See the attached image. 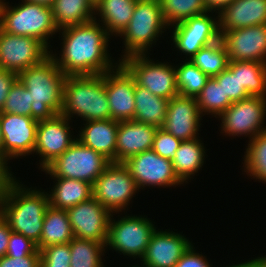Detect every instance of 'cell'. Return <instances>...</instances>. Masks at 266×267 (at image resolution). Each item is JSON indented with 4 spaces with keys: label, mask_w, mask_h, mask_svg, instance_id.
<instances>
[{
    "label": "cell",
    "mask_w": 266,
    "mask_h": 267,
    "mask_svg": "<svg viewBox=\"0 0 266 267\" xmlns=\"http://www.w3.org/2000/svg\"><path fill=\"white\" fill-rule=\"evenodd\" d=\"M58 34L62 48L60 51L54 48V52L50 49L49 55L66 76L104 74L120 64L109 53L112 37L95 19L63 28Z\"/></svg>",
    "instance_id": "cell-1"
},
{
    "label": "cell",
    "mask_w": 266,
    "mask_h": 267,
    "mask_svg": "<svg viewBox=\"0 0 266 267\" xmlns=\"http://www.w3.org/2000/svg\"><path fill=\"white\" fill-rule=\"evenodd\" d=\"M36 188L26 186L15 175H9L0 188V215L12 232L37 244L42 235L49 197L46 190Z\"/></svg>",
    "instance_id": "cell-2"
},
{
    "label": "cell",
    "mask_w": 266,
    "mask_h": 267,
    "mask_svg": "<svg viewBox=\"0 0 266 267\" xmlns=\"http://www.w3.org/2000/svg\"><path fill=\"white\" fill-rule=\"evenodd\" d=\"M17 78L30 92L31 117L34 120L51 119L61 114L66 75L50 55L39 64L23 70Z\"/></svg>",
    "instance_id": "cell-3"
},
{
    "label": "cell",
    "mask_w": 266,
    "mask_h": 267,
    "mask_svg": "<svg viewBox=\"0 0 266 267\" xmlns=\"http://www.w3.org/2000/svg\"><path fill=\"white\" fill-rule=\"evenodd\" d=\"M61 115L70 120L84 121L111 119L105 89V73L66 76L63 85Z\"/></svg>",
    "instance_id": "cell-4"
},
{
    "label": "cell",
    "mask_w": 266,
    "mask_h": 267,
    "mask_svg": "<svg viewBox=\"0 0 266 267\" xmlns=\"http://www.w3.org/2000/svg\"><path fill=\"white\" fill-rule=\"evenodd\" d=\"M167 29L160 0H137L130 22L118 36L122 38L124 48L118 60L130 55L150 54Z\"/></svg>",
    "instance_id": "cell-5"
},
{
    "label": "cell",
    "mask_w": 266,
    "mask_h": 267,
    "mask_svg": "<svg viewBox=\"0 0 266 267\" xmlns=\"http://www.w3.org/2000/svg\"><path fill=\"white\" fill-rule=\"evenodd\" d=\"M11 5L0 0V28L13 35L30 36L41 41L49 50L51 38L58 33L52 8L20 0Z\"/></svg>",
    "instance_id": "cell-6"
},
{
    "label": "cell",
    "mask_w": 266,
    "mask_h": 267,
    "mask_svg": "<svg viewBox=\"0 0 266 267\" xmlns=\"http://www.w3.org/2000/svg\"><path fill=\"white\" fill-rule=\"evenodd\" d=\"M115 214L122 216L118 215L119 218L116 220L113 217ZM123 214L122 212L111 214L108 239L105 245L106 252L112 250L126 258L130 257L133 260L138 258L140 262L157 225L145 215L138 214L137 216L127 214V212H123Z\"/></svg>",
    "instance_id": "cell-7"
},
{
    "label": "cell",
    "mask_w": 266,
    "mask_h": 267,
    "mask_svg": "<svg viewBox=\"0 0 266 267\" xmlns=\"http://www.w3.org/2000/svg\"><path fill=\"white\" fill-rule=\"evenodd\" d=\"M110 163L102 154L76 139L63 154L41 171L50 178L77 179L93 185Z\"/></svg>",
    "instance_id": "cell-8"
},
{
    "label": "cell",
    "mask_w": 266,
    "mask_h": 267,
    "mask_svg": "<svg viewBox=\"0 0 266 267\" xmlns=\"http://www.w3.org/2000/svg\"><path fill=\"white\" fill-rule=\"evenodd\" d=\"M149 56L130 55L120 60V64L131 74L138 86L148 89L153 95L169 100L179 95L175 64L166 60L154 61Z\"/></svg>",
    "instance_id": "cell-9"
},
{
    "label": "cell",
    "mask_w": 266,
    "mask_h": 267,
    "mask_svg": "<svg viewBox=\"0 0 266 267\" xmlns=\"http://www.w3.org/2000/svg\"><path fill=\"white\" fill-rule=\"evenodd\" d=\"M215 15H214V14ZM217 15V16H216ZM173 45L181 59L189 60L201 48L220 40L219 15L208 11L202 15L193 16L185 21L169 27ZM183 53V58H182Z\"/></svg>",
    "instance_id": "cell-10"
},
{
    "label": "cell",
    "mask_w": 266,
    "mask_h": 267,
    "mask_svg": "<svg viewBox=\"0 0 266 267\" xmlns=\"http://www.w3.org/2000/svg\"><path fill=\"white\" fill-rule=\"evenodd\" d=\"M92 189L93 197L111 213L127 212L133 197L140 192L124 164L114 162L94 181Z\"/></svg>",
    "instance_id": "cell-11"
},
{
    "label": "cell",
    "mask_w": 266,
    "mask_h": 267,
    "mask_svg": "<svg viewBox=\"0 0 266 267\" xmlns=\"http://www.w3.org/2000/svg\"><path fill=\"white\" fill-rule=\"evenodd\" d=\"M220 133L226 137H248V141L266 130V98L249 96L233 102L220 116Z\"/></svg>",
    "instance_id": "cell-12"
},
{
    "label": "cell",
    "mask_w": 266,
    "mask_h": 267,
    "mask_svg": "<svg viewBox=\"0 0 266 267\" xmlns=\"http://www.w3.org/2000/svg\"><path fill=\"white\" fill-rule=\"evenodd\" d=\"M38 121L30 116L0 113L3 140V169L13 175L10 160L34 154ZM9 164V165H8Z\"/></svg>",
    "instance_id": "cell-13"
},
{
    "label": "cell",
    "mask_w": 266,
    "mask_h": 267,
    "mask_svg": "<svg viewBox=\"0 0 266 267\" xmlns=\"http://www.w3.org/2000/svg\"><path fill=\"white\" fill-rule=\"evenodd\" d=\"M123 164L139 190H145L146 187L176 188L185 185L176 175L172 160L159 156L152 149L129 157Z\"/></svg>",
    "instance_id": "cell-14"
},
{
    "label": "cell",
    "mask_w": 266,
    "mask_h": 267,
    "mask_svg": "<svg viewBox=\"0 0 266 267\" xmlns=\"http://www.w3.org/2000/svg\"><path fill=\"white\" fill-rule=\"evenodd\" d=\"M50 50L39 40L13 35L0 28V68L15 74L42 62Z\"/></svg>",
    "instance_id": "cell-15"
},
{
    "label": "cell",
    "mask_w": 266,
    "mask_h": 267,
    "mask_svg": "<svg viewBox=\"0 0 266 267\" xmlns=\"http://www.w3.org/2000/svg\"><path fill=\"white\" fill-rule=\"evenodd\" d=\"M71 122L73 123L61 114L51 119L38 121L34 155L39 154L38 166L41 170L63 154L77 139L74 135L76 133L73 132L74 128H71L73 127Z\"/></svg>",
    "instance_id": "cell-16"
},
{
    "label": "cell",
    "mask_w": 266,
    "mask_h": 267,
    "mask_svg": "<svg viewBox=\"0 0 266 267\" xmlns=\"http://www.w3.org/2000/svg\"><path fill=\"white\" fill-rule=\"evenodd\" d=\"M66 212L74 237L106 245L112 213L94 197L66 209Z\"/></svg>",
    "instance_id": "cell-17"
},
{
    "label": "cell",
    "mask_w": 266,
    "mask_h": 267,
    "mask_svg": "<svg viewBox=\"0 0 266 267\" xmlns=\"http://www.w3.org/2000/svg\"><path fill=\"white\" fill-rule=\"evenodd\" d=\"M229 61H253L266 64V24L223 32L220 36Z\"/></svg>",
    "instance_id": "cell-18"
},
{
    "label": "cell",
    "mask_w": 266,
    "mask_h": 267,
    "mask_svg": "<svg viewBox=\"0 0 266 267\" xmlns=\"http://www.w3.org/2000/svg\"><path fill=\"white\" fill-rule=\"evenodd\" d=\"M203 116L196 97L177 95L168 101L162 128L181 141L200 137Z\"/></svg>",
    "instance_id": "cell-19"
},
{
    "label": "cell",
    "mask_w": 266,
    "mask_h": 267,
    "mask_svg": "<svg viewBox=\"0 0 266 267\" xmlns=\"http://www.w3.org/2000/svg\"><path fill=\"white\" fill-rule=\"evenodd\" d=\"M182 232L156 229L143 257L141 267H175L181 256L193 244Z\"/></svg>",
    "instance_id": "cell-20"
},
{
    "label": "cell",
    "mask_w": 266,
    "mask_h": 267,
    "mask_svg": "<svg viewBox=\"0 0 266 267\" xmlns=\"http://www.w3.org/2000/svg\"><path fill=\"white\" fill-rule=\"evenodd\" d=\"M105 89L112 120H133L135 113V79L119 64L105 73Z\"/></svg>",
    "instance_id": "cell-21"
},
{
    "label": "cell",
    "mask_w": 266,
    "mask_h": 267,
    "mask_svg": "<svg viewBox=\"0 0 266 267\" xmlns=\"http://www.w3.org/2000/svg\"><path fill=\"white\" fill-rule=\"evenodd\" d=\"M157 127L135 120L120 121L116 141V163L150 150Z\"/></svg>",
    "instance_id": "cell-22"
},
{
    "label": "cell",
    "mask_w": 266,
    "mask_h": 267,
    "mask_svg": "<svg viewBox=\"0 0 266 267\" xmlns=\"http://www.w3.org/2000/svg\"><path fill=\"white\" fill-rule=\"evenodd\" d=\"M219 31L223 32L266 24V0H233L219 13Z\"/></svg>",
    "instance_id": "cell-23"
},
{
    "label": "cell",
    "mask_w": 266,
    "mask_h": 267,
    "mask_svg": "<svg viewBox=\"0 0 266 267\" xmlns=\"http://www.w3.org/2000/svg\"><path fill=\"white\" fill-rule=\"evenodd\" d=\"M84 125V126H82ZM78 131L77 140L110 162L116 163V141L119 121L107 119L84 121Z\"/></svg>",
    "instance_id": "cell-24"
},
{
    "label": "cell",
    "mask_w": 266,
    "mask_h": 267,
    "mask_svg": "<svg viewBox=\"0 0 266 267\" xmlns=\"http://www.w3.org/2000/svg\"><path fill=\"white\" fill-rule=\"evenodd\" d=\"M205 148L200 137L180 143L172 164L176 175L184 184L194 179L195 174L197 176V173L204 167L208 156L206 154L208 150Z\"/></svg>",
    "instance_id": "cell-25"
},
{
    "label": "cell",
    "mask_w": 266,
    "mask_h": 267,
    "mask_svg": "<svg viewBox=\"0 0 266 267\" xmlns=\"http://www.w3.org/2000/svg\"><path fill=\"white\" fill-rule=\"evenodd\" d=\"M136 1L101 0L95 7L94 19L107 30L111 37L116 38L130 22Z\"/></svg>",
    "instance_id": "cell-26"
},
{
    "label": "cell",
    "mask_w": 266,
    "mask_h": 267,
    "mask_svg": "<svg viewBox=\"0 0 266 267\" xmlns=\"http://www.w3.org/2000/svg\"><path fill=\"white\" fill-rule=\"evenodd\" d=\"M53 184L47 192L49 205L58 209H68L93 197L92 184L77 179L50 178Z\"/></svg>",
    "instance_id": "cell-27"
},
{
    "label": "cell",
    "mask_w": 266,
    "mask_h": 267,
    "mask_svg": "<svg viewBox=\"0 0 266 267\" xmlns=\"http://www.w3.org/2000/svg\"><path fill=\"white\" fill-rule=\"evenodd\" d=\"M169 99L153 95L148 89L135 83L133 120L162 128L166 119Z\"/></svg>",
    "instance_id": "cell-28"
},
{
    "label": "cell",
    "mask_w": 266,
    "mask_h": 267,
    "mask_svg": "<svg viewBox=\"0 0 266 267\" xmlns=\"http://www.w3.org/2000/svg\"><path fill=\"white\" fill-rule=\"evenodd\" d=\"M74 238L66 210L51 207L46 209L42 235L36 244L38 250L53 245L69 243Z\"/></svg>",
    "instance_id": "cell-29"
},
{
    "label": "cell",
    "mask_w": 266,
    "mask_h": 267,
    "mask_svg": "<svg viewBox=\"0 0 266 267\" xmlns=\"http://www.w3.org/2000/svg\"><path fill=\"white\" fill-rule=\"evenodd\" d=\"M51 8L58 30L89 22L95 15L89 0H55Z\"/></svg>",
    "instance_id": "cell-30"
},
{
    "label": "cell",
    "mask_w": 266,
    "mask_h": 267,
    "mask_svg": "<svg viewBox=\"0 0 266 267\" xmlns=\"http://www.w3.org/2000/svg\"><path fill=\"white\" fill-rule=\"evenodd\" d=\"M242 162V172L248 178L266 183V130L247 142Z\"/></svg>",
    "instance_id": "cell-31"
},
{
    "label": "cell",
    "mask_w": 266,
    "mask_h": 267,
    "mask_svg": "<svg viewBox=\"0 0 266 267\" xmlns=\"http://www.w3.org/2000/svg\"><path fill=\"white\" fill-rule=\"evenodd\" d=\"M70 253V267H106L104 243L74 237L70 241Z\"/></svg>",
    "instance_id": "cell-32"
},
{
    "label": "cell",
    "mask_w": 266,
    "mask_h": 267,
    "mask_svg": "<svg viewBox=\"0 0 266 267\" xmlns=\"http://www.w3.org/2000/svg\"><path fill=\"white\" fill-rule=\"evenodd\" d=\"M191 62L208 77H215L228 65V54L222 40L201 48Z\"/></svg>",
    "instance_id": "cell-33"
},
{
    "label": "cell",
    "mask_w": 266,
    "mask_h": 267,
    "mask_svg": "<svg viewBox=\"0 0 266 267\" xmlns=\"http://www.w3.org/2000/svg\"><path fill=\"white\" fill-rule=\"evenodd\" d=\"M196 101L202 116L211 115L217 119L231 104L229 98L224 95L222 84L209 77L201 92L196 96Z\"/></svg>",
    "instance_id": "cell-34"
},
{
    "label": "cell",
    "mask_w": 266,
    "mask_h": 267,
    "mask_svg": "<svg viewBox=\"0 0 266 267\" xmlns=\"http://www.w3.org/2000/svg\"><path fill=\"white\" fill-rule=\"evenodd\" d=\"M238 80L249 96L266 98V64L238 61Z\"/></svg>",
    "instance_id": "cell-35"
},
{
    "label": "cell",
    "mask_w": 266,
    "mask_h": 267,
    "mask_svg": "<svg viewBox=\"0 0 266 267\" xmlns=\"http://www.w3.org/2000/svg\"><path fill=\"white\" fill-rule=\"evenodd\" d=\"M178 92L181 96L196 97L206 84L209 77L191 60L181 61L175 65Z\"/></svg>",
    "instance_id": "cell-36"
},
{
    "label": "cell",
    "mask_w": 266,
    "mask_h": 267,
    "mask_svg": "<svg viewBox=\"0 0 266 267\" xmlns=\"http://www.w3.org/2000/svg\"><path fill=\"white\" fill-rule=\"evenodd\" d=\"M163 17L169 27L208 12L204 0H160Z\"/></svg>",
    "instance_id": "cell-37"
},
{
    "label": "cell",
    "mask_w": 266,
    "mask_h": 267,
    "mask_svg": "<svg viewBox=\"0 0 266 267\" xmlns=\"http://www.w3.org/2000/svg\"><path fill=\"white\" fill-rule=\"evenodd\" d=\"M213 78L218 84H222L224 95L232 103L249 97L247 91L240 85L238 80V61H229L227 68Z\"/></svg>",
    "instance_id": "cell-38"
},
{
    "label": "cell",
    "mask_w": 266,
    "mask_h": 267,
    "mask_svg": "<svg viewBox=\"0 0 266 267\" xmlns=\"http://www.w3.org/2000/svg\"><path fill=\"white\" fill-rule=\"evenodd\" d=\"M30 92L17 80L11 87L0 113L17 114L31 117Z\"/></svg>",
    "instance_id": "cell-39"
},
{
    "label": "cell",
    "mask_w": 266,
    "mask_h": 267,
    "mask_svg": "<svg viewBox=\"0 0 266 267\" xmlns=\"http://www.w3.org/2000/svg\"><path fill=\"white\" fill-rule=\"evenodd\" d=\"M70 242L53 244L40 250V267H70Z\"/></svg>",
    "instance_id": "cell-40"
},
{
    "label": "cell",
    "mask_w": 266,
    "mask_h": 267,
    "mask_svg": "<svg viewBox=\"0 0 266 267\" xmlns=\"http://www.w3.org/2000/svg\"><path fill=\"white\" fill-rule=\"evenodd\" d=\"M181 142L180 139L175 138L163 128H158L151 149L159 156L173 160Z\"/></svg>",
    "instance_id": "cell-41"
},
{
    "label": "cell",
    "mask_w": 266,
    "mask_h": 267,
    "mask_svg": "<svg viewBox=\"0 0 266 267\" xmlns=\"http://www.w3.org/2000/svg\"><path fill=\"white\" fill-rule=\"evenodd\" d=\"M31 254H40L36 243L22 234L11 231L6 255L17 258L29 256Z\"/></svg>",
    "instance_id": "cell-42"
},
{
    "label": "cell",
    "mask_w": 266,
    "mask_h": 267,
    "mask_svg": "<svg viewBox=\"0 0 266 267\" xmlns=\"http://www.w3.org/2000/svg\"><path fill=\"white\" fill-rule=\"evenodd\" d=\"M211 260L207 259V256L200 254L194 243L188 248V250L181 256L175 267H212Z\"/></svg>",
    "instance_id": "cell-43"
},
{
    "label": "cell",
    "mask_w": 266,
    "mask_h": 267,
    "mask_svg": "<svg viewBox=\"0 0 266 267\" xmlns=\"http://www.w3.org/2000/svg\"><path fill=\"white\" fill-rule=\"evenodd\" d=\"M0 267H40V254L17 258L4 255L0 257Z\"/></svg>",
    "instance_id": "cell-44"
},
{
    "label": "cell",
    "mask_w": 266,
    "mask_h": 267,
    "mask_svg": "<svg viewBox=\"0 0 266 267\" xmlns=\"http://www.w3.org/2000/svg\"><path fill=\"white\" fill-rule=\"evenodd\" d=\"M18 80L17 74L0 68V112L12 85Z\"/></svg>",
    "instance_id": "cell-45"
},
{
    "label": "cell",
    "mask_w": 266,
    "mask_h": 267,
    "mask_svg": "<svg viewBox=\"0 0 266 267\" xmlns=\"http://www.w3.org/2000/svg\"><path fill=\"white\" fill-rule=\"evenodd\" d=\"M10 232L6 220L0 215V257L6 255Z\"/></svg>",
    "instance_id": "cell-46"
},
{
    "label": "cell",
    "mask_w": 266,
    "mask_h": 267,
    "mask_svg": "<svg viewBox=\"0 0 266 267\" xmlns=\"http://www.w3.org/2000/svg\"><path fill=\"white\" fill-rule=\"evenodd\" d=\"M233 0H204V4L208 11L219 13L224 7H226Z\"/></svg>",
    "instance_id": "cell-47"
},
{
    "label": "cell",
    "mask_w": 266,
    "mask_h": 267,
    "mask_svg": "<svg viewBox=\"0 0 266 267\" xmlns=\"http://www.w3.org/2000/svg\"><path fill=\"white\" fill-rule=\"evenodd\" d=\"M245 262L248 264L249 267H266V255H262L255 257V258H251V260H245Z\"/></svg>",
    "instance_id": "cell-48"
},
{
    "label": "cell",
    "mask_w": 266,
    "mask_h": 267,
    "mask_svg": "<svg viewBox=\"0 0 266 267\" xmlns=\"http://www.w3.org/2000/svg\"><path fill=\"white\" fill-rule=\"evenodd\" d=\"M24 1L30 2V3L40 4V5H43L46 7H51L55 0H24Z\"/></svg>",
    "instance_id": "cell-49"
},
{
    "label": "cell",
    "mask_w": 266,
    "mask_h": 267,
    "mask_svg": "<svg viewBox=\"0 0 266 267\" xmlns=\"http://www.w3.org/2000/svg\"><path fill=\"white\" fill-rule=\"evenodd\" d=\"M9 174L0 166V188Z\"/></svg>",
    "instance_id": "cell-50"
},
{
    "label": "cell",
    "mask_w": 266,
    "mask_h": 267,
    "mask_svg": "<svg viewBox=\"0 0 266 267\" xmlns=\"http://www.w3.org/2000/svg\"><path fill=\"white\" fill-rule=\"evenodd\" d=\"M0 166L3 168V140H2L1 130H0Z\"/></svg>",
    "instance_id": "cell-51"
},
{
    "label": "cell",
    "mask_w": 266,
    "mask_h": 267,
    "mask_svg": "<svg viewBox=\"0 0 266 267\" xmlns=\"http://www.w3.org/2000/svg\"><path fill=\"white\" fill-rule=\"evenodd\" d=\"M223 267V266H222ZM225 267H249L248 264L246 262H240L237 264L232 263V265H226Z\"/></svg>",
    "instance_id": "cell-52"
},
{
    "label": "cell",
    "mask_w": 266,
    "mask_h": 267,
    "mask_svg": "<svg viewBox=\"0 0 266 267\" xmlns=\"http://www.w3.org/2000/svg\"><path fill=\"white\" fill-rule=\"evenodd\" d=\"M90 1V3L94 6V7H96V5L101 1V0H89Z\"/></svg>",
    "instance_id": "cell-53"
},
{
    "label": "cell",
    "mask_w": 266,
    "mask_h": 267,
    "mask_svg": "<svg viewBox=\"0 0 266 267\" xmlns=\"http://www.w3.org/2000/svg\"><path fill=\"white\" fill-rule=\"evenodd\" d=\"M128 267V266H127ZM129 267H141L140 264L137 262V264L131 265Z\"/></svg>",
    "instance_id": "cell-54"
}]
</instances>
